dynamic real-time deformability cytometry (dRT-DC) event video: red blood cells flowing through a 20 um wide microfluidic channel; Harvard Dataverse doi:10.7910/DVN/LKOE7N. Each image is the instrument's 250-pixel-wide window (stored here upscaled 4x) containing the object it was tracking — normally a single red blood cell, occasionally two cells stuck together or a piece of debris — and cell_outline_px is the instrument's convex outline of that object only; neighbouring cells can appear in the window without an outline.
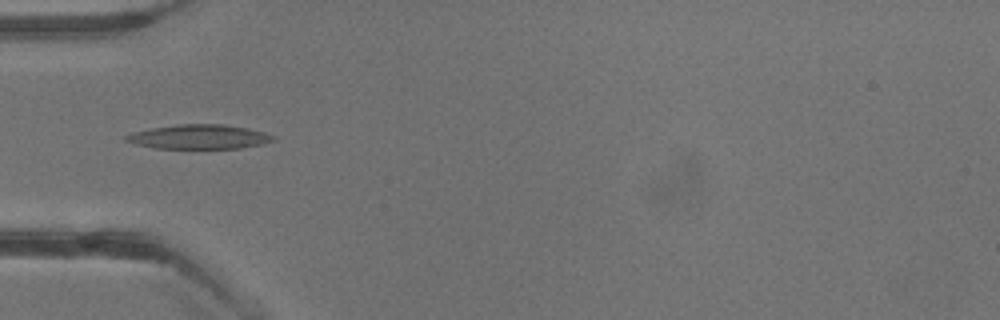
{"species": "common noctule bat (a hibernating species)", "species_latin": "Nyctalus noctula", "temperature_condition": "warm", "stored_images_in_passage": 2, "camera_frame_rate_fps": 3000, "um_per_image_px": 0.085, "animal": {"sex": "male", "body_mass_g": 13.3}, "frame": {"image": 1, "passage_image": 2, "time_ms": 1.333, "image_size_px": [1000, 320], "cell_outline_px": [[276, 140], [260, 144], [240, 148], [156, 148], [136, 144], [124, 140], [124, 136], [132, 132], [152, 128], [180, 124], [224, 124], [264, 132], [276, 136]], "centroid_in_image_um": [16.91, 11.63], "position_along_channel_um": 68.1, "area_um2": 20.69}}